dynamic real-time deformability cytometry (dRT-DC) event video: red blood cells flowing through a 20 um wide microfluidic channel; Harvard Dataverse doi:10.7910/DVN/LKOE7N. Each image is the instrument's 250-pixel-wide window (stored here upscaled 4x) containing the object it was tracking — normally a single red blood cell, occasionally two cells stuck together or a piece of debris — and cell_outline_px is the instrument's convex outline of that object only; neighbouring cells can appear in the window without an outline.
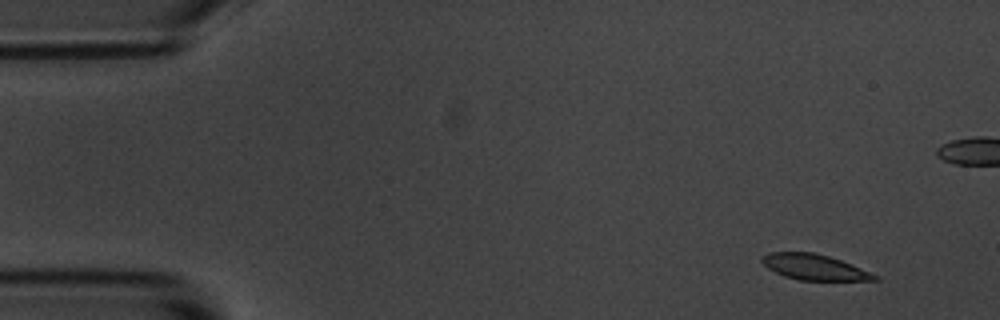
{"species": "common noctule bat (a hibernating species)", "species_latin": "Nyctalus noctula", "temperature_condition": "room temperature", "stored_images_in_passage": 7, "camera_frame_rate_fps": 3000, "um_per_image_px": 0.085, "animal": {"sex": "male", "body_mass_g": 20.1, "forearm_length_mm": 53.5}, "frame": {"image": 1, "passage_image": 1, "time_ms": 0.0, "image_size_px": [1000, 320], "cell_outline_px": [[880, 280], [800, 280], [784, 276], [768, 268], [760, 260], [760, 256], [768, 252], [812, 252], [828, 256], [852, 264], [880, 276]], "centroid_in_image_um": [69.21, 22.7], "position_along_channel_um": 15.8, "area_um2": 16.82}}
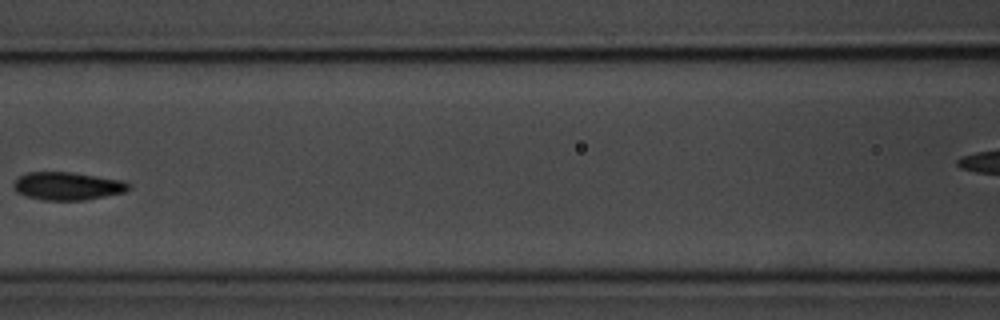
{"frame": {"image": 2, "passage_image": 6, "time_ms": 6.667, "image_size_px": [1000, 320], "cell_outline_px": [[132, 188], [124, 192], [84, 200], [44, 200], [24, 196], [16, 192], [12, 188], [12, 184], [20, 176], [28, 172], [72, 172], [120, 180], [132, 184]], "centroid_in_image_um": [5.71, 15.82], "position_along_channel_um": 160.9, "area_um2": 18.79}}
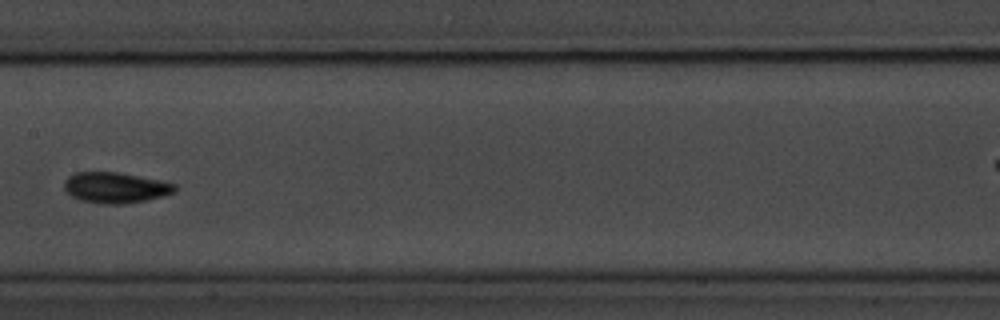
{"frame": {"image": 3, "passage_image": 7, "time_ms": 7.667, "image_size_px": [1000, 320], "cell_outline_px": [[176, 192], [164, 196], [148, 200], [124, 204], [104, 204], [80, 200], [72, 196], [64, 188], [64, 180], [68, 176], [76, 172], [116, 172], [176, 184]], "centroid_in_image_um": [9.8, 15.96], "position_along_channel_um": 197.6, "area_um2": 19.71}}